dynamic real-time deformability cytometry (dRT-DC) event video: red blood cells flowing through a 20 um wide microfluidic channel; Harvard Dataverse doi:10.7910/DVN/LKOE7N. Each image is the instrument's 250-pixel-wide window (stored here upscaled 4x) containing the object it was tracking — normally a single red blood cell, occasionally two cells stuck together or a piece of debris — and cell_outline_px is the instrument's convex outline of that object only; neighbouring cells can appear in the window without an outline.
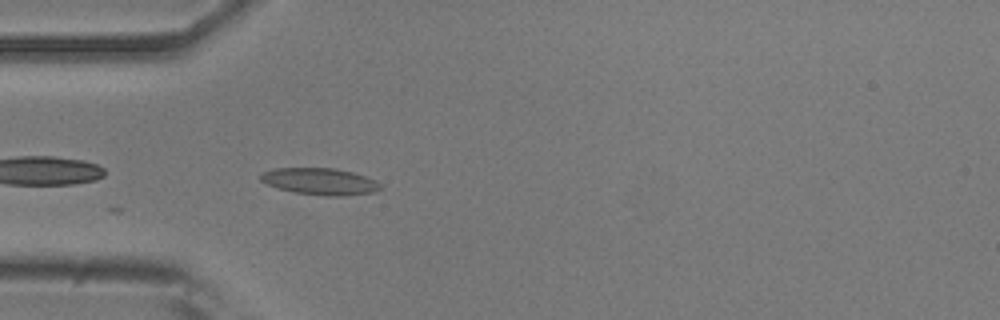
{"species": "common noctule bat (a hibernating species)", "species_latin": "Nyctalus noctula", "temperature_condition": "room temperature", "stored_images_in_passage": 40, "camera_frame_rate_fps": 3000, "um_per_image_px": 0.085, "animal": {"sex": "male", "body_mass_g": 20.5, "forearm_length_mm": 52.5}, "frame": {"image": 1, "passage_image": 3, "time_ms": 0.667, "image_size_px": [1000, 320], "cell_outline_px": [[384, 188], [376, 192], [340, 196], [324, 196], [292, 192], [276, 188], [260, 180], [260, 176], [264, 172], [276, 168], [336, 168], [352, 172], [376, 180], [384, 184]], "centroid_in_image_um": [27.26, 15.43], "position_along_channel_um": 57.7, "area_um2": 18.9}}
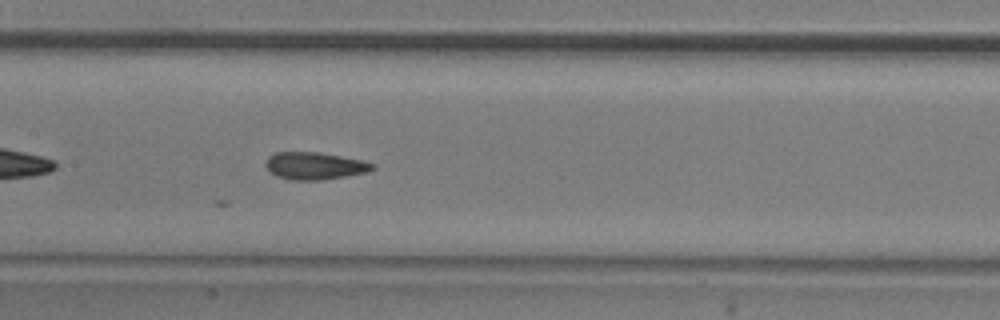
{"frame": {"image": 2, "passage_image": 13, "time_ms": 4.0, "image_size_px": [1000, 320], "cell_outline_px": [[376, 168], [368, 172], [320, 180], [292, 180], [276, 176], [264, 164], [268, 156], [276, 152], [320, 152], [360, 160], [376, 164]], "centroid_in_image_um": [26.75, 14.09], "position_along_channel_um": 180.7, "area_um2": 16.94}}
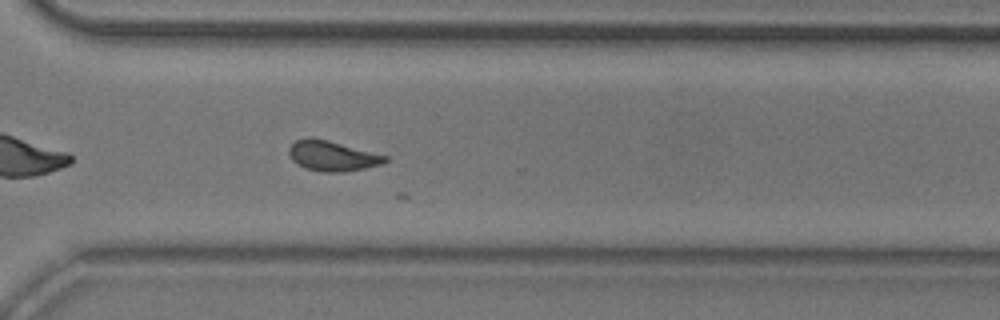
{"frame": {"image": 3, "passage_image": 26, "time_ms": 8.333, "image_size_px": [1000, 320], "cell_outline_px": [[388, 160], [384, 164], [344, 172], [324, 172], [304, 168], [296, 164], [292, 160], [288, 152], [288, 148], [296, 140], [308, 136], [312, 136], [328, 140], [388, 156]], "centroid_in_image_um": [28.22, 13.24], "position_along_channel_um": 342.4, "area_um2": 17.11}}